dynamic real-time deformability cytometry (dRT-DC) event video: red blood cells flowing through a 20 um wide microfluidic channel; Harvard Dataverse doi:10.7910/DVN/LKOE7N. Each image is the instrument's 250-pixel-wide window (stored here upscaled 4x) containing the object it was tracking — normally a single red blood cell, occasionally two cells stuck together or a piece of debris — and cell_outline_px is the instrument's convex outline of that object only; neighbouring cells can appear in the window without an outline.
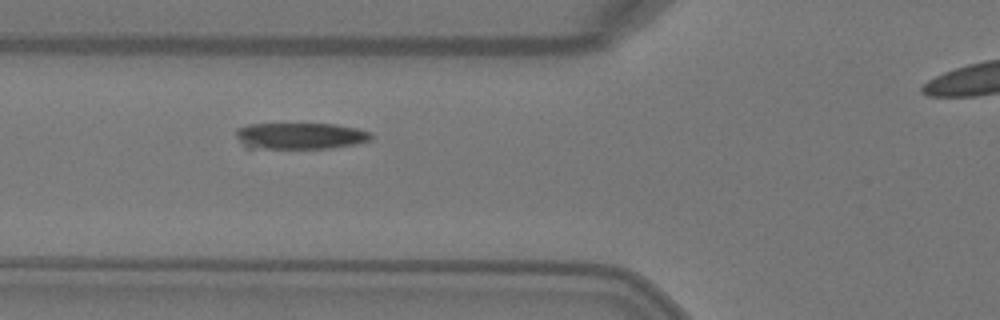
{"species": "Egyptian fruit bat (a non-hibernating species)", "species_latin": "Rousettus aegyptiacus", "temperature_condition": "warm", "stored_images_in_passage": 5, "segment_of_instrument_passage": [1, 2], "camera_frame_rate_fps": 3000, "um_per_image_px": 0.085, "animal": {"sex": "female"}, "frame": {"image": 1, "passage_image": 4, "time_ms": 1.0, "image_size_px": [1000, 320], "cell_outline_px": [[372, 140], [356, 144], [332, 148], [244, 148], [236, 136], [236, 128], [248, 124], [336, 124], [356, 128], [372, 132]], "centroid_in_image_um": [25.52, 11.55], "position_along_channel_um": 100.3, "area_um2": 21.04}}